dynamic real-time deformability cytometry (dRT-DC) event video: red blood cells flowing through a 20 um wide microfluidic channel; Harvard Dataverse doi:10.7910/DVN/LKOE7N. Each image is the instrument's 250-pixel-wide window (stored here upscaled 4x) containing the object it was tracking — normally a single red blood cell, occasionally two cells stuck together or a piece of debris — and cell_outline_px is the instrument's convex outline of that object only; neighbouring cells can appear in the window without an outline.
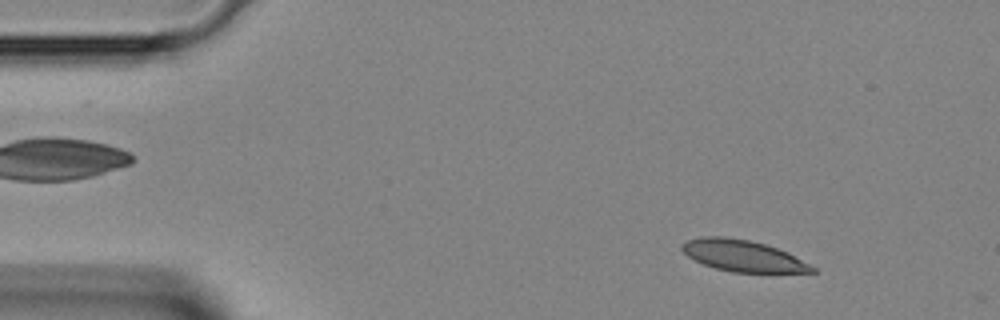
{"species": "Egyptian fruit bat (a non-hibernating species)", "species_latin": "Rousettus aegyptiacus", "temperature_condition": "room temperature", "stored_images_in_passage": 16, "camera_frame_rate_fps": 3000, "um_per_image_px": 0.085, "animal": {"sex": "female"}, "frame": {"image": 1, "passage_image": 6, "time_ms": 1.667, "image_size_px": [1000, 320], "cell_outline_px": [[816, 272], [732, 272], [716, 268], [704, 264], [688, 256], [680, 248], [680, 244], [684, 240], [700, 236], [724, 236], [748, 240], [764, 244], [788, 252], [816, 268]], "centroid_in_image_um": [63.1, 21.72], "position_along_channel_um": 21.9, "area_um2": 23.7}}
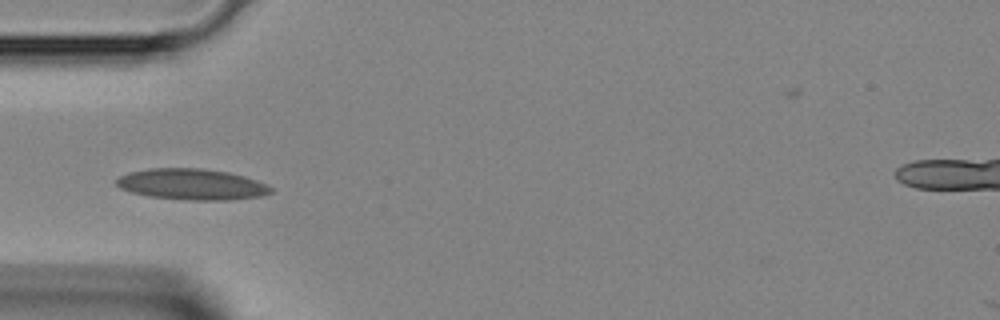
{"frame": {"image": 2, "passage_image": 14, "time_ms": 4.333, "image_size_px": [1000, 320], "cell_outline_px": [[272, 192], [260, 196], [232, 200], [192, 200], [148, 196], [132, 192], [120, 188], [116, 184], [116, 180], [120, 176], [128, 172], [148, 168], [200, 168], [228, 172], [244, 176], [256, 180], [272, 188]], "centroid_in_image_um": [16.28, 15.66], "position_along_channel_um": 68.7, "area_um2": 27.8}}